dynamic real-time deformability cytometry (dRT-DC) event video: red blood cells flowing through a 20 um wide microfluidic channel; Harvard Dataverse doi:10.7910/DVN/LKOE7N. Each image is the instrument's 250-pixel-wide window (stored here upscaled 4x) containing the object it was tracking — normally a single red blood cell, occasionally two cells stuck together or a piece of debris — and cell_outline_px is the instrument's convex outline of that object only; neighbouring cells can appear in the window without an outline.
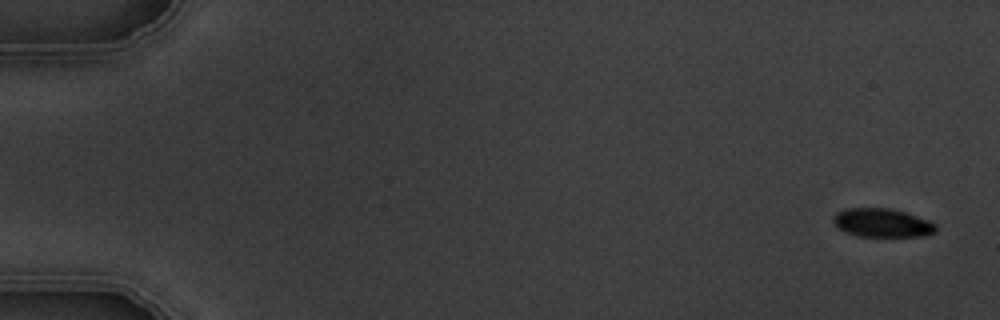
{"species": "common noctule bat (a hibernating species)", "species_latin": "Nyctalus noctula", "temperature_condition": "warm", "stored_images_in_passage": 8, "camera_frame_rate_fps": 3000, "um_per_image_px": 0.085, "animal": {"sex": "male", "body_mass_g": 19.5, "forearm_length_mm": 54.6}, "frame": {"image": 1, "passage_image": 1, "time_ms": 0.0, "image_size_px": [1000, 320], "cell_outline_px": [[936, 232], [924, 236], [856, 236], [844, 232], [832, 220], [832, 216], [836, 212], [848, 208], [892, 208], [928, 220], [936, 224]], "centroid_in_image_um": [74.97, 18.94], "position_along_channel_um": 10.0, "area_um2": 17.11}}
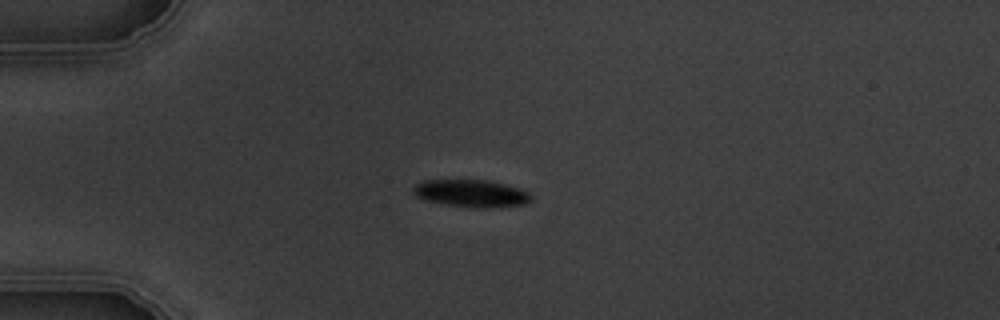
{"frame": {"image": 2, "passage_image": 5, "time_ms": 4.333, "image_size_px": [1000, 320], "cell_outline_px": [[532, 200], [524, 204], [484, 208], [448, 204], [424, 200], [416, 196], [412, 192], [412, 188], [416, 184], [424, 180], [488, 180], [520, 188], [528, 192], [532, 196]], "centroid_in_image_um": [40.05, 16.42], "position_along_channel_um": 44.9, "area_um2": 18.61}}